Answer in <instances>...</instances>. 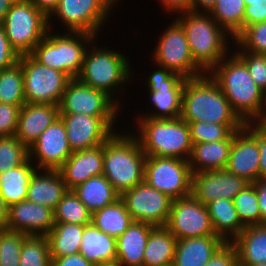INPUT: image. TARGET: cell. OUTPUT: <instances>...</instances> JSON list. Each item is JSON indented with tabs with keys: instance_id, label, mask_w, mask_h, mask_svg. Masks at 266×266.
<instances>
[{
	"instance_id": "obj_1",
	"label": "cell",
	"mask_w": 266,
	"mask_h": 266,
	"mask_svg": "<svg viewBox=\"0 0 266 266\" xmlns=\"http://www.w3.org/2000/svg\"><path fill=\"white\" fill-rule=\"evenodd\" d=\"M98 40L99 37L95 38L88 46L81 72L76 78L85 85L106 92L122 106L120 101L125 98H120V91L124 86L127 89L126 84L130 85V81L137 80V77L133 76L131 61L124 52L113 47L110 49L108 45H97Z\"/></svg>"
},
{
	"instance_id": "obj_2",
	"label": "cell",
	"mask_w": 266,
	"mask_h": 266,
	"mask_svg": "<svg viewBox=\"0 0 266 266\" xmlns=\"http://www.w3.org/2000/svg\"><path fill=\"white\" fill-rule=\"evenodd\" d=\"M127 125L103 144V175L119 195L144 181L146 154Z\"/></svg>"
},
{
	"instance_id": "obj_3",
	"label": "cell",
	"mask_w": 266,
	"mask_h": 266,
	"mask_svg": "<svg viewBox=\"0 0 266 266\" xmlns=\"http://www.w3.org/2000/svg\"><path fill=\"white\" fill-rule=\"evenodd\" d=\"M180 118L187 123L199 121L245 125L232 109L219 85L208 73L185 80Z\"/></svg>"
},
{
	"instance_id": "obj_4",
	"label": "cell",
	"mask_w": 266,
	"mask_h": 266,
	"mask_svg": "<svg viewBox=\"0 0 266 266\" xmlns=\"http://www.w3.org/2000/svg\"><path fill=\"white\" fill-rule=\"evenodd\" d=\"M208 74L238 117L245 124L253 122L262 108L264 91L252 79L246 65L231 51Z\"/></svg>"
},
{
	"instance_id": "obj_5",
	"label": "cell",
	"mask_w": 266,
	"mask_h": 266,
	"mask_svg": "<svg viewBox=\"0 0 266 266\" xmlns=\"http://www.w3.org/2000/svg\"><path fill=\"white\" fill-rule=\"evenodd\" d=\"M173 17L184 29L192 58L205 73L232 51L234 38L209 13L187 11Z\"/></svg>"
},
{
	"instance_id": "obj_6",
	"label": "cell",
	"mask_w": 266,
	"mask_h": 266,
	"mask_svg": "<svg viewBox=\"0 0 266 266\" xmlns=\"http://www.w3.org/2000/svg\"><path fill=\"white\" fill-rule=\"evenodd\" d=\"M133 123L136 126L133 125L129 130L138 139L146 156L189 159L193 146L190 128L180 117L175 119L139 117ZM131 129L136 130L133 132Z\"/></svg>"
},
{
	"instance_id": "obj_7",
	"label": "cell",
	"mask_w": 266,
	"mask_h": 266,
	"mask_svg": "<svg viewBox=\"0 0 266 266\" xmlns=\"http://www.w3.org/2000/svg\"><path fill=\"white\" fill-rule=\"evenodd\" d=\"M55 30L49 29L30 55L40 64L62 71L74 79L81 72L88 46L97 37L86 32Z\"/></svg>"
},
{
	"instance_id": "obj_8",
	"label": "cell",
	"mask_w": 266,
	"mask_h": 266,
	"mask_svg": "<svg viewBox=\"0 0 266 266\" xmlns=\"http://www.w3.org/2000/svg\"><path fill=\"white\" fill-rule=\"evenodd\" d=\"M122 1L60 0L56 10L48 18V27L50 30L55 28L54 20L57 24H61V26L58 25L59 28L63 27L57 29L59 31L86 32L98 37L105 28V24L107 25L106 22L110 23L108 20L116 10L117 4L121 6Z\"/></svg>"
},
{
	"instance_id": "obj_9",
	"label": "cell",
	"mask_w": 266,
	"mask_h": 266,
	"mask_svg": "<svg viewBox=\"0 0 266 266\" xmlns=\"http://www.w3.org/2000/svg\"><path fill=\"white\" fill-rule=\"evenodd\" d=\"M154 64L155 67L153 62L150 65L153 66V71L146 75L148 77L143 78V80L146 79L145 88H148V101L152 108L140 114L139 111L134 112L138 114L135 118L133 117L134 121L139 117L175 119L181 115L182 92L186 79L165 67Z\"/></svg>"
},
{
	"instance_id": "obj_10",
	"label": "cell",
	"mask_w": 266,
	"mask_h": 266,
	"mask_svg": "<svg viewBox=\"0 0 266 266\" xmlns=\"http://www.w3.org/2000/svg\"><path fill=\"white\" fill-rule=\"evenodd\" d=\"M1 24L19 55L30 54L49 30L48 18L29 0L15 1Z\"/></svg>"
},
{
	"instance_id": "obj_11",
	"label": "cell",
	"mask_w": 266,
	"mask_h": 266,
	"mask_svg": "<svg viewBox=\"0 0 266 266\" xmlns=\"http://www.w3.org/2000/svg\"><path fill=\"white\" fill-rule=\"evenodd\" d=\"M164 28L154 43L150 61L165 67L185 79L197 78L206 73L192 58L186 34L182 26L174 19Z\"/></svg>"
},
{
	"instance_id": "obj_12",
	"label": "cell",
	"mask_w": 266,
	"mask_h": 266,
	"mask_svg": "<svg viewBox=\"0 0 266 266\" xmlns=\"http://www.w3.org/2000/svg\"><path fill=\"white\" fill-rule=\"evenodd\" d=\"M26 103L59 105L71 78L40 64L30 54L20 55Z\"/></svg>"
},
{
	"instance_id": "obj_13",
	"label": "cell",
	"mask_w": 266,
	"mask_h": 266,
	"mask_svg": "<svg viewBox=\"0 0 266 266\" xmlns=\"http://www.w3.org/2000/svg\"><path fill=\"white\" fill-rule=\"evenodd\" d=\"M144 181L175 200L191 194L192 171L185 159L146 156Z\"/></svg>"
},
{
	"instance_id": "obj_14",
	"label": "cell",
	"mask_w": 266,
	"mask_h": 266,
	"mask_svg": "<svg viewBox=\"0 0 266 266\" xmlns=\"http://www.w3.org/2000/svg\"><path fill=\"white\" fill-rule=\"evenodd\" d=\"M59 117L65 124L68 143L72 152L100 146L115 132L121 130L117 129L118 126L116 125L122 116L59 114Z\"/></svg>"
},
{
	"instance_id": "obj_15",
	"label": "cell",
	"mask_w": 266,
	"mask_h": 266,
	"mask_svg": "<svg viewBox=\"0 0 266 266\" xmlns=\"http://www.w3.org/2000/svg\"><path fill=\"white\" fill-rule=\"evenodd\" d=\"M59 114H84L89 116H119L123 107L106 92L71 79L59 103ZM122 109V110H121Z\"/></svg>"
},
{
	"instance_id": "obj_16",
	"label": "cell",
	"mask_w": 266,
	"mask_h": 266,
	"mask_svg": "<svg viewBox=\"0 0 266 266\" xmlns=\"http://www.w3.org/2000/svg\"><path fill=\"white\" fill-rule=\"evenodd\" d=\"M165 227L177 240L203 236H216L207 206L192 194L172 200L169 219Z\"/></svg>"
},
{
	"instance_id": "obj_17",
	"label": "cell",
	"mask_w": 266,
	"mask_h": 266,
	"mask_svg": "<svg viewBox=\"0 0 266 266\" xmlns=\"http://www.w3.org/2000/svg\"><path fill=\"white\" fill-rule=\"evenodd\" d=\"M120 199L134 221L155 227L168 222L172 199L145 181L122 193Z\"/></svg>"
},
{
	"instance_id": "obj_18",
	"label": "cell",
	"mask_w": 266,
	"mask_h": 266,
	"mask_svg": "<svg viewBox=\"0 0 266 266\" xmlns=\"http://www.w3.org/2000/svg\"><path fill=\"white\" fill-rule=\"evenodd\" d=\"M29 159L39 170H59L73 153L65 124L57 118L28 148Z\"/></svg>"
},
{
	"instance_id": "obj_19",
	"label": "cell",
	"mask_w": 266,
	"mask_h": 266,
	"mask_svg": "<svg viewBox=\"0 0 266 266\" xmlns=\"http://www.w3.org/2000/svg\"><path fill=\"white\" fill-rule=\"evenodd\" d=\"M258 125L250 122L236 131L229 153L226 170L249 183L259 180Z\"/></svg>"
},
{
	"instance_id": "obj_20",
	"label": "cell",
	"mask_w": 266,
	"mask_h": 266,
	"mask_svg": "<svg viewBox=\"0 0 266 266\" xmlns=\"http://www.w3.org/2000/svg\"><path fill=\"white\" fill-rule=\"evenodd\" d=\"M249 182L224 170L192 173L191 194L201 203L220 198L232 200Z\"/></svg>"
},
{
	"instance_id": "obj_21",
	"label": "cell",
	"mask_w": 266,
	"mask_h": 266,
	"mask_svg": "<svg viewBox=\"0 0 266 266\" xmlns=\"http://www.w3.org/2000/svg\"><path fill=\"white\" fill-rule=\"evenodd\" d=\"M54 224L53 209L24 200L8 207L5 229L28 236H46Z\"/></svg>"
},
{
	"instance_id": "obj_22",
	"label": "cell",
	"mask_w": 266,
	"mask_h": 266,
	"mask_svg": "<svg viewBox=\"0 0 266 266\" xmlns=\"http://www.w3.org/2000/svg\"><path fill=\"white\" fill-rule=\"evenodd\" d=\"M57 118L58 105L25 103L20 109L15 136L29 148Z\"/></svg>"
},
{
	"instance_id": "obj_23",
	"label": "cell",
	"mask_w": 266,
	"mask_h": 266,
	"mask_svg": "<svg viewBox=\"0 0 266 266\" xmlns=\"http://www.w3.org/2000/svg\"><path fill=\"white\" fill-rule=\"evenodd\" d=\"M59 172L68 190H73L91 177L103 175V144L73 152Z\"/></svg>"
},
{
	"instance_id": "obj_24",
	"label": "cell",
	"mask_w": 266,
	"mask_h": 266,
	"mask_svg": "<svg viewBox=\"0 0 266 266\" xmlns=\"http://www.w3.org/2000/svg\"><path fill=\"white\" fill-rule=\"evenodd\" d=\"M155 226L133 221L116 239V264L118 266H143L144 251Z\"/></svg>"
},
{
	"instance_id": "obj_25",
	"label": "cell",
	"mask_w": 266,
	"mask_h": 266,
	"mask_svg": "<svg viewBox=\"0 0 266 266\" xmlns=\"http://www.w3.org/2000/svg\"><path fill=\"white\" fill-rule=\"evenodd\" d=\"M67 191L59 170L37 169L30 178L26 200L54 210Z\"/></svg>"
},
{
	"instance_id": "obj_26",
	"label": "cell",
	"mask_w": 266,
	"mask_h": 266,
	"mask_svg": "<svg viewBox=\"0 0 266 266\" xmlns=\"http://www.w3.org/2000/svg\"><path fill=\"white\" fill-rule=\"evenodd\" d=\"M225 243L219 236L177 240L173 266H205Z\"/></svg>"
},
{
	"instance_id": "obj_27",
	"label": "cell",
	"mask_w": 266,
	"mask_h": 266,
	"mask_svg": "<svg viewBox=\"0 0 266 266\" xmlns=\"http://www.w3.org/2000/svg\"><path fill=\"white\" fill-rule=\"evenodd\" d=\"M231 145L232 140L193 144L188 159L192 173L226 169Z\"/></svg>"
},
{
	"instance_id": "obj_28",
	"label": "cell",
	"mask_w": 266,
	"mask_h": 266,
	"mask_svg": "<svg viewBox=\"0 0 266 266\" xmlns=\"http://www.w3.org/2000/svg\"><path fill=\"white\" fill-rule=\"evenodd\" d=\"M79 253L91 264L116 263V239L91 222L84 226Z\"/></svg>"
},
{
	"instance_id": "obj_29",
	"label": "cell",
	"mask_w": 266,
	"mask_h": 266,
	"mask_svg": "<svg viewBox=\"0 0 266 266\" xmlns=\"http://www.w3.org/2000/svg\"><path fill=\"white\" fill-rule=\"evenodd\" d=\"M206 206L216 236L226 243H231L245 228L239 219L233 200L220 198Z\"/></svg>"
},
{
	"instance_id": "obj_30",
	"label": "cell",
	"mask_w": 266,
	"mask_h": 266,
	"mask_svg": "<svg viewBox=\"0 0 266 266\" xmlns=\"http://www.w3.org/2000/svg\"><path fill=\"white\" fill-rule=\"evenodd\" d=\"M231 243L240 264H266V224L245 227Z\"/></svg>"
},
{
	"instance_id": "obj_31",
	"label": "cell",
	"mask_w": 266,
	"mask_h": 266,
	"mask_svg": "<svg viewBox=\"0 0 266 266\" xmlns=\"http://www.w3.org/2000/svg\"><path fill=\"white\" fill-rule=\"evenodd\" d=\"M36 170L28 158L22 165L0 174V196L8 207L26 200L29 181Z\"/></svg>"
},
{
	"instance_id": "obj_32",
	"label": "cell",
	"mask_w": 266,
	"mask_h": 266,
	"mask_svg": "<svg viewBox=\"0 0 266 266\" xmlns=\"http://www.w3.org/2000/svg\"><path fill=\"white\" fill-rule=\"evenodd\" d=\"M177 239L165 227L152 229L144 251L143 266H173Z\"/></svg>"
},
{
	"instance_id": "obj_33",
	"label": "cell",
	"mask_w": 266,
	"mask_h": 266,
	"mask_svg": "<svg viewBox=\"0 0 266 266\" xmlns=\"http://www.w3.org/2000/svg\"><path fill=\"white\" fill-rule=\"evenodd\" d=\"M72 191L92 214L120 198L104 175L91 177Z\"/></svg>"
},
{
	"instance_id": "obj_34",
	"label": "cell",
	"mask_w": 266,
	"mask_h": 266,
	"mask_svg": "<svg viewBox=\"0 0 266 266\" xmlns=\"http://www.w3.org/2000/svg\"><path fill=\"white\" fill-rule=\"evenodd\" d=\"M85 225L55 223L46 235L51 258L79 253Z\"/></svg>"
},
{
	"instance_id": "obj_35",
	"label": "cell",
	"mask_w": 266,
	"mask_h": 266,
	"mask_svg": "<svg viewBox=\"0 0 266 266\" xmlns=\"http://www.w3.org/2000/svg\"><path fill=\"white\" fill-rule=\"evenodd\" d=\"M125 204L119 198L92 214V223L102 232L117 239L133 222Z\"/></svg>"
},
{
	"instance_id": "obj_36",
	"label": "cell",
	"mask_w": 266,
	"mask_h": 266,
	"mask_svg": "<svg viewBox=\"0 0 266 266\" xmlns=\"http://www.w3.org/2000/svg\"><path fill=\"white\" fill-rule=\"evenodd\" d=\"M245 7L244 0H217L209 14L235 39L244 30Z\"/></svg>"
},
{
	"instance_id": "obj_37",
	"label": "cell",
	"mask_w": 266,
	"mask_h": 266,
	"mask_svg": "<svg viewBox=\"0 0 266 266\" xmlns=\"http://www.w3.org/2000/svg\"><path fill=\"white\" fill-rule=\"evenodd\" d=\"M0 103L23 106L26 103L24 94V76L20 62L0 70Z\"/></svg>"
},
{
	"instance_id": "obj_38",
	"label": "cell",
	"mask_w": 266,
	"mask_h": 266,
	"mask_svg": "<svg viewBox=\"0 0 266 266\" xmlns=\"http://www.w3.org/2000/svg\"><path fill=\"white\" fill-rule=\"evenodd\" d=\"M53 212L55 223L87 225L92 221V213L72 190L63 195Z\"/></svg>"
},
{
	"instance_id": "obj_39",
	"label": "cell",
	"mask_w": 266,
	"mask_h": 266,
	"mask_svg": "<svg viewBox=\"0 0 266 266\" xmlns=\"http://www.w3.org/2000/svg\"><path fill=\"white\" fill-rule=\"evenodd\" d=\"M232 200L244 227L261 225L255 182L247 184Z\"/></svg>"
},
{
	"instance_id": "obj_40",
	"label": "cell",
	"mask_w": 266,
	"mask_h": 266,
	"mask_svg": "<svg viewBox=\"0 0 266 266\" xmlns=\"http://www.w3.org/2000/svg\"><path fill=\"white\" fill-rule=\"evenodd\" d=\"M190 135L192 143L216 142L222 140H233L236 131L245 125H223L207 122H190Z\"/></svg>"
},
{
	"instance_id": "obj_41",
	"label": "cell",
	"mask_w": 266,
	"mask_h": 266,
	"mask_svg": "<svg viewBox=\"0 0 266 266\" xmlns=\"http://www.w3.org/2000/svg\"><path fill=\"white\" fill-rule=\"evenodd\" d=\"M19 266H51L47 236L30 235L24 239Z\"/></svg>"
},
{
	"instance_id": "obj_42",
	"label": "cell",
	"mask_w": 266,
	"mask_h": 266,
	"mask_svg": "<svg viewBox=\"0 0 266 266\" xmlns=\"http://www.w3.org/2000/svg\"><path fill=\"white\" fill-rule=\"evenodd\" d=\"M232 43L233 52L266 54V21L247 26Z\"/></svg>"
},
{
	"instance_id": "obj_43",
	"label": "cell",
	"mask_w": 266,
	"mask_h": 266,
	"mask_svg": "<svg viewBox=\"0 0 266 266\" xmlns=\"http://www.w3.org/2000/svg\"><path fill=\"white\" fill-rule=\"evenodd\" d=\"M28 158V148L15 135L0 136V174L22 165Z\"/></svg>"
},
{
	"instance_id": "obj_44",
	"label": "cell",
	"mask_w": 266,
	"mask_h": 266,
	"mask_svg": "<svg viewBox=\"0 0 266 266\" xmlns=\"http://www.w3.org/2000/svg\"><path fill=\"white\" fill-rule=\"evenodd\" d=\"M28 235L0 229V266H19L21 248Z\"/></svg>"
},
{
	"instance_id": "obj_45",
	"label": "cell",
	"mask_w": 266,
	"mask_h": 266,
	"mask_svg": "<svg viewBox=\"0 0 266 266\" xmlns=\"http://www.w3.org/2000/svg\"><path fill=\"white\" fill-rule=\"evenodd\" d=\"M247 67L257 86L266 91V54L233 52Z\"/></svg>"
},
{
	"instance_id": "obj_46",
	"label": "cell",
	"mask_w": 266,
	"mask_h": 266,
	"mask_svg": "<svg viewBox=\"0 0 266 266\" xmlns=\"http://www.w3.org/2000/svg\"><path fill=\"white\" fill-rule=\"evenodd\" d=\"M21 107L0 103V136L15 135Z\"/></svg>"
},
{
	"instance_id": "obj_47",
	"label": "cell",
	"mask_w": 266,
	"mask_h": 266,
	"mask_svg": "<svg viewBox=\"0 0 266 266\" xmlns=\"http://www.w3.org/2000/svg\"><path fill=\"white\" fill-rule=\"evenodd\" d=\"M20 55L11 46L6 31L0 23V70L9 68L19 61Z\"/></svg>"
},
{
	"instance_id": "obj_48",
	"label": "cell",
	"mask_w": 266,
	"mask_h": 266,
	"mask_svg": "<svg viewBox=\"0 0 266 266\" xmlns=\"http://www.w3.org/2000/svg\"><path fill=\"white\" fill-rule=\"evenodd\" d=\"M238 263V254L234 245L225 243L205 266H236Z\"/></svg>"
},
{
	"instance_id": "obj_49",
	"label": "cell",
	"mask_w": 266,
	"mask_h": 266,
	"mask_svg": "<svg viewBox=\"0 0 266 266\" xmlns=\"http://www.w3.org/2000/svg\"><path fill=\"white\" fill-rule=\"evenodd\" d=\"M244 29L252 24L266 21V1L244 2Z\"/></svg>"
},
{
	"instance_id": "obj_50",
	"label": "cell",
	"mask_w": 266,
	"mask_h": 266,
	"mask_svg": "<svg viewBox=\"0 0 266 266\" xmlns=\"http://www.w3.org/2000/svg\"><path fill=\"white\" fill-rule=\"evenodd\" d=\"M165 11V14L176 15L182 12L190 11L191 0H157Z\"/></svg>"
},
{
	"instance_id": "obj_51",
	"label": "cell",
	"mask_w": 266,
	"mask_h": 266,
	"mask_svg": "<svg viewBox=\"0 0 266 266\" xmlns=\"http://www.w3.org/2000/svg\"><path fill=\"white\" fill-rule=\"evenodd\" d=\"M259 179H266V126L258 125Z\"/></svg>"
},
{
	"instance_id": "obj_52",
	"label": "cell",
	"mask_w": 266,
	"mask_h": 266,
	"mask_svg": "<svg viewBox=\"0 0 266 266\" xmlns=\"http://www.w3.org/2000/svg\"><path fill=\"white\" fill-rule=\"evenodd\" d=\"M80 253L51 258V266H92Z\"/></svg>"
},
{
	"instance_id": "obj_53",
	"label": "cell",
	"mask_w": 266,
	"mask_h": 266,
	"mask_svg": "<svg viewBox=\"0 0 266 266\" xmlns=\"http://www.w3.org/2000/svg\"><path fill=\"white\" fill-rule=\"evenodd\" d=\"M255 188L261 212V225H263L266 224V179H259L255 182Z\"/></svg>"
},
{
	"instance_id": "obj_54",
	"label": "cell",
	"mask_w": 266,
	"mask_h": 266,
	"mask_svg": "<svg viewBox=\"0 0 266 266\" xmlns=\"http://www.w3.org/2000/svg\"><path fill=\"white\" fill-rule=\"evenodd\" d=\"M37 9H39L47 18L56 10L60 0H29Z\"/></svg>"
},
{
	"instance_id": "obj_55",
	"label": "cell",
	"mask_w": 266,
	"mask_h": 266,
	"mask_svg": "<svg viewBox=\"0 0 266 266\" xmlns=\"http://www.w3.org/2000/svg\"><path fill=\"white\" fill-rule=\"evenodd\" d=\"M217 0H191L190 11L195 13H209Z\"/></svg>"
},
{
	"instance_id": "obj_56",
	"label": "cell",
	"mask_w": 266,
	"mask_h": 266,
	"mask_svg": "<svg viewBox=\"0 0 266 266\" xmlns=\"http://www.w3.org/2000/svg\"><path fill=\"white\" fill-rule=\"evenodd\" d=\"M253 123L266 126V91H264L262 108Z\"/></svg>"
},
{
	"instance_id": "obj_57",
	"label": "cell",
	"mask_w": 266,
	"mask_h": 266,
	"mask_svg": "<svg viewBox=\"0 0 266 266\" xmlns=\"http://www.w3.org/2000/svg\"><path fill=\"white\" fill-rule=\"evenodd\" d=\"M8 215V206L0 196V229L5 228Z\"/></svg>"
},
{
	"instance_id": "obj_58",
	"label": "cell",
	"mask_w": 266,
	"mask_h": 266,
	"mask_svg": "<svg viewBox=\"0 0 266 266\" xmlns=\"http://www.w3.org/2000/svg\"><path fill=\"white\" fill-rule=\"evenodd\" d=\"M14 2L15 0H0V23H2L6 13L10 10Z\"/></svg>"
},
{
	"instance_id": "obj_59",
	"label": "cell",
	"mask_w": 266,
	"mask_h": 266,
	"mask_svg": "<svg viewBox=\"0 0 266 266\" xmlns=\"http://www.w3.org/2000/svg\"><path fill=\"white\" fill-rule=\"evenodd\" d=\"M92 266H118L116 263H97V264H93Z\"/></svg>"
},
{
	"instance_id": "obj_60",
	"label": "cell",
	"mask_w": 266,
	"mask_h": 266,
	"mask_svg": "<svg viewBox=\"0 0 266 266\" xmlns=\"http://www.w3.org/2000/svg\"><path fill=\"white\" fill-rule=\"evenodd\" d=\"M244 266H266V264H242Z\"/></svg>"
},
{
	"instance_id": "obj_61",
	"label": "cell",
	"mask_w": 266,
	"mask_h": 266,
	"mask_svg": "<svg viewBox=\"0 0 266 266\" xmlns=\"http://www.w3.org/2000/svg\"><path fill=\"white\" fill-rule=\"evenodd\" d=\"M259 1H266V0H244V2H259Z\"/></svg>"
}]
</instances>
